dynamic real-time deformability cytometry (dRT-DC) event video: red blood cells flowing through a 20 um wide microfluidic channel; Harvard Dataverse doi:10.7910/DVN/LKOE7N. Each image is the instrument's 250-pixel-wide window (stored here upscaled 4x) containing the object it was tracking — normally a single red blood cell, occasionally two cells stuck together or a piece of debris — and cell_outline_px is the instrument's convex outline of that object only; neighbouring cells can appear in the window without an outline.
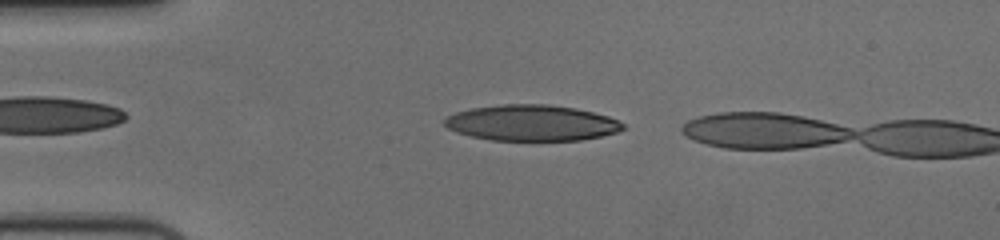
{"species": "human", "species_latin": "Homo sapiens", "temperature_condition": "cold", "stored_images_in_passage": 6, "camera_frame_rate_fps": 3000, "um_per_image_px": 0.085, "donor": {"sex": "female"}, "frame": {"image": 1, "passage_image": 3, "time_ms": 0.667, "image_size_px": [1000, 240], "cell_outline_px": [[624, 128], [616, 132], [600, 136], [580, 140], [492, 140], [472, 136], [456, 132], [448, 128], [444, 124], [444, 120], [448, 116], [456, 112], [472, 108], [504, 104], [548, 104], [576, 108], [608, 116], [624, 124]], "centroid_in_image_um": [45.18, 10.44], "position_along_channel_um": 39.8, "area_um2": 37.05}}